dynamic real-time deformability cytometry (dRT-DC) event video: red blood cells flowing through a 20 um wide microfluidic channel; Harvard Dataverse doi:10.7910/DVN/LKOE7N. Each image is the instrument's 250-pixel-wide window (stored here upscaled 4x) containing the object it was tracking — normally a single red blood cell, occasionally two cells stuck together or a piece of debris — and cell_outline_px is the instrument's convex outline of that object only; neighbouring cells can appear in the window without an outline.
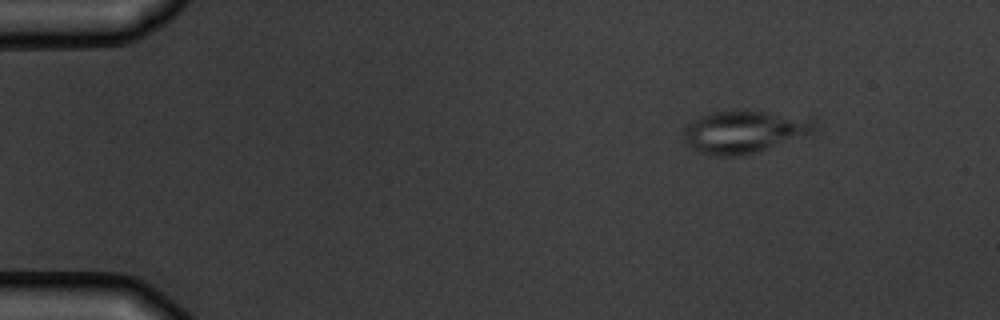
{"species": "common noctule bat (a hibernating species)", "species_latin": "Nyctalus noctula", "temperature_condition": "warm", "stored_images_in_passage": 6, "camera_frame_rate_fps": 3000, "um_per_image_px": 0.085, "animal": {"sex": "male", "body_mass_g": 19.5, "forearm_length_mm": 54.6}, "frame": {"image": 1, "passage_image": 1, "time_ms": 0.0, "image_size_px": [1000, 320], "cell_outline_px": [[816, 128], [812, 132], [752, 152], [736, 156], [716, 156], [700, 152], [692, 148], [684, 140], [684, 128], [692, 120], [708, 112], [764, 112], [812, 116], [816, 120]], "centroid_in_image_um": [63.25, 11.17], "position_along_channel_um": 21.8, "area_um2": 31.62}}